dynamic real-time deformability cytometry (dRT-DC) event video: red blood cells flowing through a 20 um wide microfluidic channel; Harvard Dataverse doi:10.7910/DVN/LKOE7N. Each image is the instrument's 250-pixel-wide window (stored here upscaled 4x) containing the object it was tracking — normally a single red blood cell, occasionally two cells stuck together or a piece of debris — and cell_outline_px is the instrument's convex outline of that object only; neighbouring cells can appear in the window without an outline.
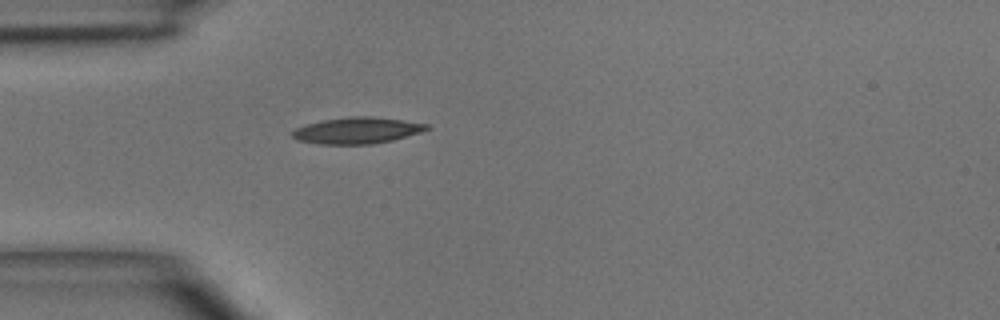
{"species": "common noctule bat (a hibernating species)", "species_latin": "Nyctalus noctula", "temperature_condition": "room temperature", "stored_images_in_passage": 1, "camera_frame_rate_fps": 3000, "um_per_image_px": 0.085, "animal": {"sex": "male", "body_mass_g": 15.6}, "frame": {"image": 1, "passage_image": 1, "time_ms": 0.0, "image_size_px": [1000, 320], "cell_outline_px": [[428, 128], [420, 132], [392, 140], [372, 144], [320, 144], [296, 140], [292, 136], [292, 132], [296, 128], [308, 124], [324, 120], [352, 116], [372, 116], [428, 124]], "centroid_in_image_um": [30.32, 11.09], "position_along_channel_um": 54.7, "area_um2": 20.29}}